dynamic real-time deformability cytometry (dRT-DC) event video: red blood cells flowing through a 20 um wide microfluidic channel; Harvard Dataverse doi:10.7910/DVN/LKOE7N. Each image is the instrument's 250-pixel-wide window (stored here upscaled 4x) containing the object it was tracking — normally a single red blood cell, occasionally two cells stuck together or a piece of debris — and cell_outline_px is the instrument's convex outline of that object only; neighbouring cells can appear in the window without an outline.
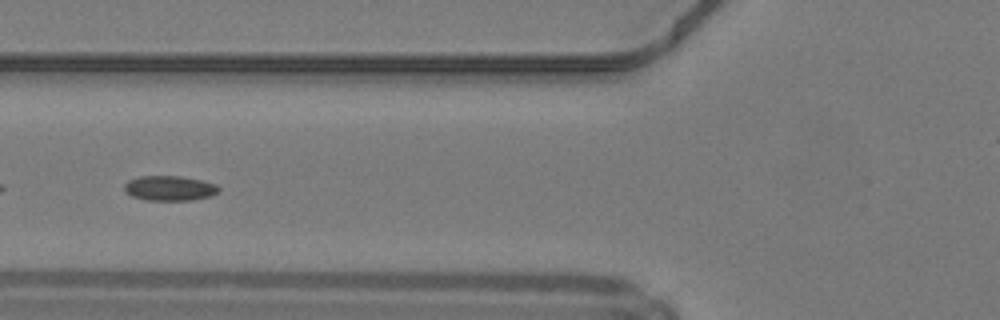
{"species": "common noctule bat (a hibernating species)", "species_latin": "Nyctalus noctula", "temperature_condition": "warm", "stored_images_in_passage": 49, "segment_of_instrument_passage": [2, 2], "camera_frame_rate_fps": 3000, "um_per_image_px": 0.085, "animal": {"sex": "male", "body_mass_g": 19.2, "forearm_length_mm": 51.8}, "frame": {"image": 1, "passage_image": 18, "time_ms": 5.667, "image_size_px": [1000, 320], "cell_outline_px": [[220, 192], [212, 196], [192, 200], [148, 200], [132, 196], [124, 192], [124, 184], [128, 180], [140, 176], [180, 176], [200, 180], [216, 184], [220, 188]], "centroid_in_image_um": [14.42, 16.0], "position_along_channel_um": 111.4, "area_um2": 13.81}}
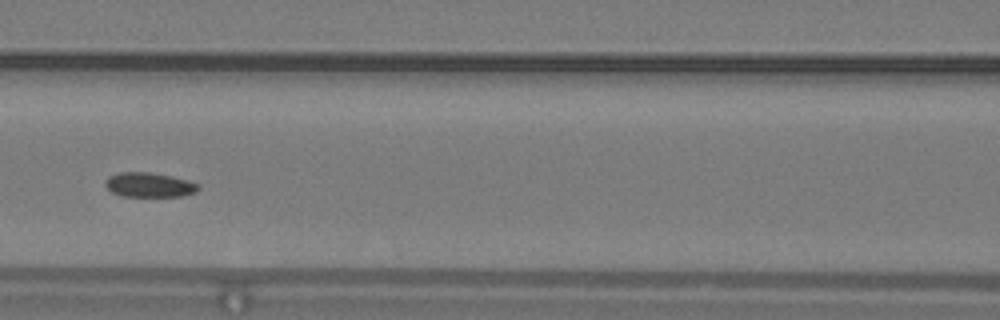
{"frame": {"image": 2, "passage_image": 21, "time_ms": 6.667, "image_size_px": [1000, 320], "cell_outline_px": [[200, 188], [196, 192], [180, 196], [120, 196], [112, 192], [104, 184], [104, 180], [108, 176], [120, 172], [148, 172], [172, 176], [188, 180], [200, 184]], "centroid_in_image_um": [12.68, 15.71], "position_along_channel_um": 153.9, "area_um2": 13.41}}